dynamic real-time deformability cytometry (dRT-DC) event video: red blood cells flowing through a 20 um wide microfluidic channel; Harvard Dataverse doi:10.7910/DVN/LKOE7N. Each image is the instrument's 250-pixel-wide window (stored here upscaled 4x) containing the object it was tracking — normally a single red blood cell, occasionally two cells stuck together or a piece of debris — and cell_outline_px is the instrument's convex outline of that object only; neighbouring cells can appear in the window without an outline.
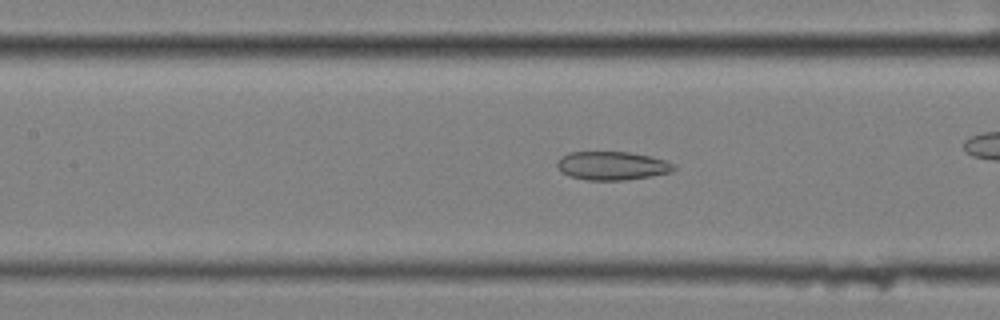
{"species": "common noctule bat (a hibernating species)", "species_latin": "Nyctalus noctula", "temperature_condition": "cold", "stored_images_in_passage": 30, "camera_frame_rate_fps": 3000, "um_per_image_px": 0.085, "animal": {"sex": "female", "body_mass_g": 25.1}, "frame": {"image": 1, "passage_image": 12, "time_ms": 3.667, "image_size_px": [1000, 320], "cell_outline_px": [[676, 168], [672, 172], [652, 176], [624, 180], [588, 180], [568, 176], [560, 172], [556, 164], [560, 156], [568, 152], [628, 152], [648, 156], [664, 160], [672, 164]], "centroid_in_image_um": [51.98, 14.09], "position_along_channel_um": 155.4, "area_um2": 19.42}}
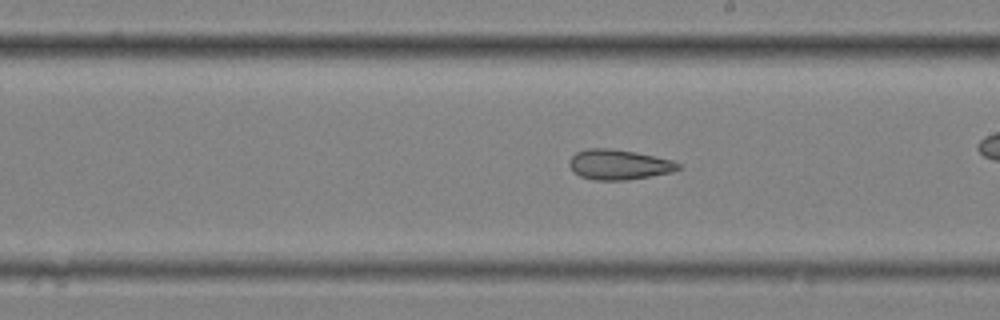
{"frame": {"image": 2, "passage_image": 19, "time_ms": 6.0, "image_size_px": [1000, 320], "cell_outline_px": [[680, 168], [672, 172], [624, 180], [592, 180], [580, 176], [572, 172], [568, 164], [568, 160], [576, 152], [588, 148], [608, 148], [636, 152], [672, 160], [680, 164]], "centroid_in_image_um": [52.54, 13.99], "position_along_channel_um": 236.5, "area_um2": 19.13}, "authors_computed_cell_mechanics": {"area_um2": 19.2474, "velocity_mm_per_s": 3.4764, "shape_relaxation_time_tau1_ms": null, "shape_relaxation_time_tau2_ms": 3.2415, "deformation_change_tau1": null, "deformation_change_tau2": 0.0959}}